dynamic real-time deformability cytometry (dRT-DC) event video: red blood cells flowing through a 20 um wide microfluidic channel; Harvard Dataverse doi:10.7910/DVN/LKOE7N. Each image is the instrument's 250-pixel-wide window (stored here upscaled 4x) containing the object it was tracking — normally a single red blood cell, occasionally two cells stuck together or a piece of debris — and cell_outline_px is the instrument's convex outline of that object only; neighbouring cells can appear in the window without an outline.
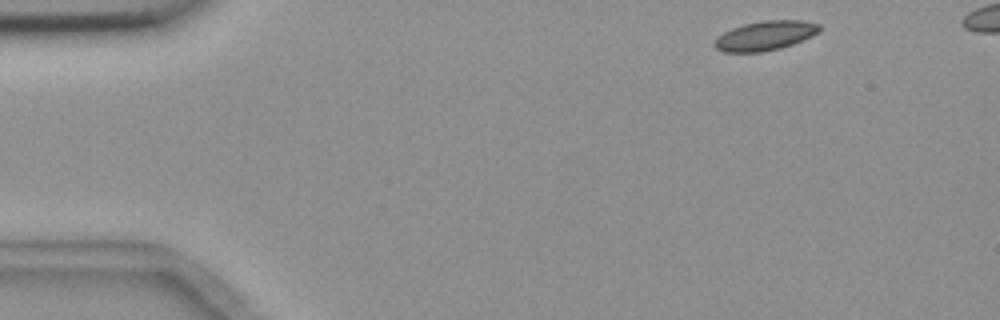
{"species": "common noctule bat (a hibernating species)", "species_latin": "Nyctalus noctula", "temperature_condition": "room temperature", "stored_images_in_passage": 5, "camera_frame_rate_fps": 3000, "um_per_image_px": 0.085, "animal": {"sex": "female", "body_mass_g": 18.4}, "frame": {"image": 1, "passage_image": 1, "time_ms": 0.0, "image_size_px": [1000, 320], "cell_outline_px": [[820, 32], [812, 36], [792, 44], [780, 48], [760, 52], [724, 52], [716, 48], [712, 44], [716, 36], [732, 28], [744, 24], [764, 20], [800, 20], [820, 24]], "centroid_in_image_um": [65.02, 3.03], "position_along_channel_um": 20.0, "area_um2": 18.03}}